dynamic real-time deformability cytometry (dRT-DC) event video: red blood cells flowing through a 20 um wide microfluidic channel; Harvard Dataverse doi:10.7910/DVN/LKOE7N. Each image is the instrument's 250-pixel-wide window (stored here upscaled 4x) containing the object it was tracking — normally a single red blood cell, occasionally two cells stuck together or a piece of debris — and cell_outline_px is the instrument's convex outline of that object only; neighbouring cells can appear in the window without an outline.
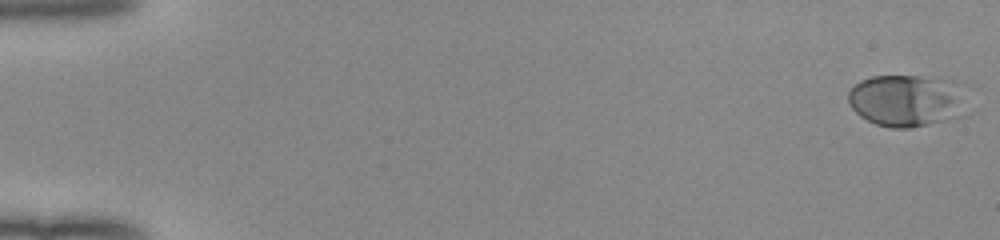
{"species": "human", "species_latin": "Homo sapiens", "temperature_condition": "room temperature", "stored_images_in_passage": 52, "camera_frame_rate_fps": 3000, "um_per_image_px": 0.085, "donor": {"sex": "female"}, "frame": {"image": 1, "passage_image": 1, "time_ms": 0.0, "image_size_px": [1000, 240], "cell_outline_px": [[968, 84], [964, 116], [948, 120], [912, 128], [892, 128], [876, 124], [860, 116], [852, 108], [848, 100], [848, 88], [860, 80], [872, 76], [940, 76], [964, 80]], "centroid_in_image_um": [77.22, 8.5], "position_along_channel_um": 7.8, "area_um2": 37.92}}
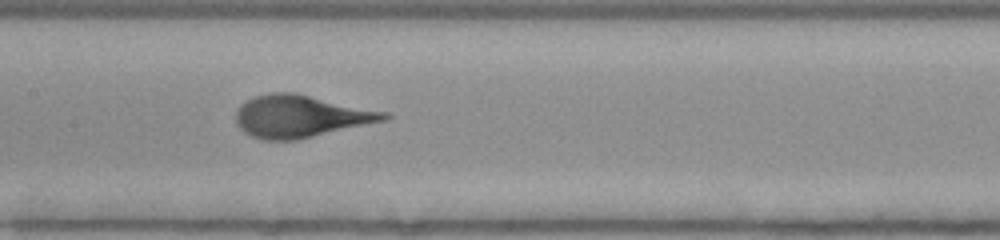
{"frame": {"image": 2, "passage_image": 27, "time_ms": 8.667, "image_size_px": [1000, 240], "cell_outline_px": [[392, 116], [388, 120], [296, 140], [264, 140], [252, 136], [244, 132], [236, 124], [236, 112], [240, 104], [256, 96], [272, 92], [296, 92], [388, 112]], "centroid_in_image_um": [25.58, 9.88], "position_along_channel_um": 181.8, "area_um2": 36.7}}
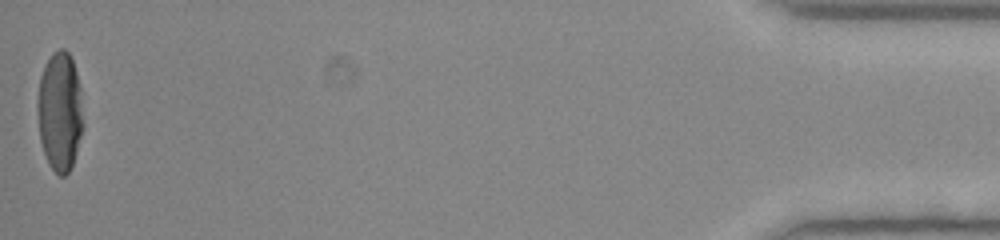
{"frame": {"image": 3, "passage_image": 52, "time_ms": 17.0, "image_size_px": [1000, 240], "cell_outline_px": [[84, 124], [76, 152], [72, 164], [68, 172], [64, 176], [60, 176], [52, 168], [44, 152], [40, 140], [40, 76], [44, 64], [52, 52], [60, 48], [64, 48], [68, 52], [72, 60], [76, 72], [80, 88]], "centroid_in_image_um": [5.13, 9.44], "position_along_channel_um": 430.1, "area_um2": 30.92}}